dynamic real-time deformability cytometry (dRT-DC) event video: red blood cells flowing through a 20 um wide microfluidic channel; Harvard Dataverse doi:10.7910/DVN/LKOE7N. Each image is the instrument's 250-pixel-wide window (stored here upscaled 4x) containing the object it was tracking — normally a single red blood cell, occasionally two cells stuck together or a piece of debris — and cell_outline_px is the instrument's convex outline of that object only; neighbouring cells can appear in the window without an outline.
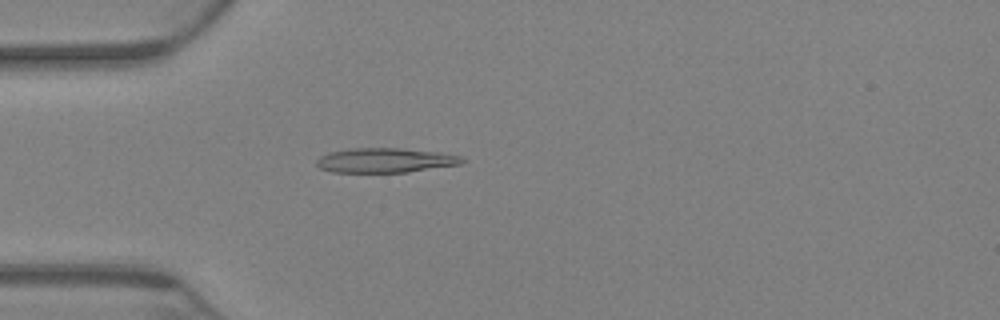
{"species": "Egyptian fruit bat (a non-hibernating species)", "species_latin": "Rousettus aegyptiacus", "temperature_condition": "warm", "stored_images_in_passage": 68, "camera_frame_rate_fps": 3000, "um_per_image_px": 0.085, "animal": {"sex": "female"}, "frame": {"image": 1, "passage_image": 18, "time_ms": 5.667, "image_size_px": [1000, 320], "cell_outline_px": [[468, 160], [460, 164], [408, 172], [332, 172], [320, 168], [316, 164], [316, 160], [320, 156], [328, 152], [352, 148], [400, 148], [440, 152], [460, 156]], "centroid_in_image_um": [32.74, 13.62], "position_along_channel_um": 52.3, "area_um2": 20.92}}
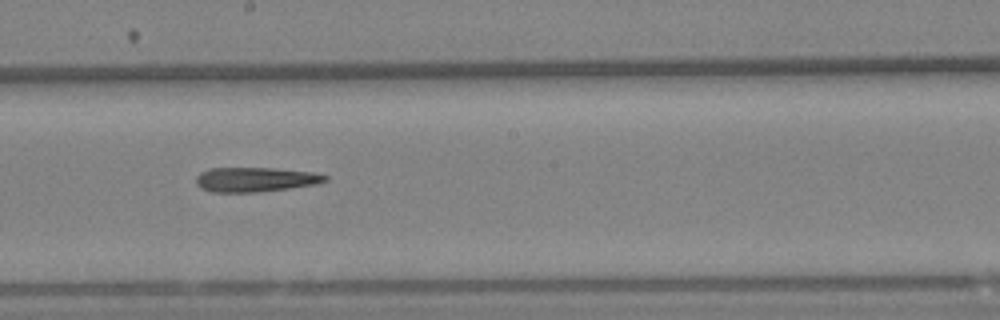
{"frame": {"image": 2, "passage_image": 37, "time_ms": 12.0, "image_size_px": [1000, 320], "cell_outline_px": [[328, 180], [316, 184], [288, 188], [256, 192], [212, 192], [200, 188], [196, 184], [196, 176], [200, 172], [208, 168], [272, 168], [316, 172], [328, 176]], "centroid_in_image_um": [21.69, 15.25], "position_along_channel_um": 226.5, "area_um2": 18.55}}
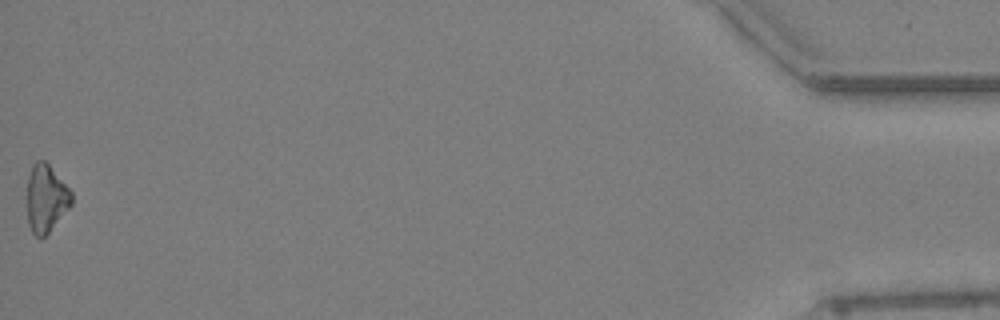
{"frame": {"image": 3, "passage_image": 68, "time_ms": 22.333, "image_size_px": [1000, 320], "cell_outline_px": [[72, 204], [48, 232], [44, 236], [36, 236], [32, 232], [28, 224], [28, 176], [32, 164], [36, 160], [44, 160], [48, 164], [72, 192]], "centroid_in_image_um": [3.91, 16.84], "position_along_channel_um": 431.3, "area_um2": 17.17}}